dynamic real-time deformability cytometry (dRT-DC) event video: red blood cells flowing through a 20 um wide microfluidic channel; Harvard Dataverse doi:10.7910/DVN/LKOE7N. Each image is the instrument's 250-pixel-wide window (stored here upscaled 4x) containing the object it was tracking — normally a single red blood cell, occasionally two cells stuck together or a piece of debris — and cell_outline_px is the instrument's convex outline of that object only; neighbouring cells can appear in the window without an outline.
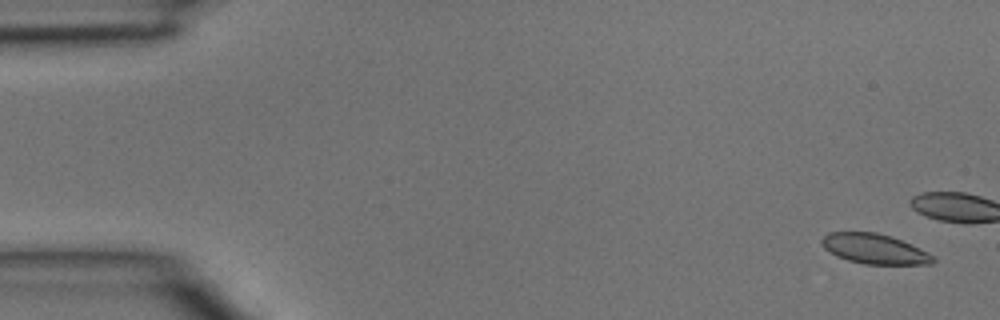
{"species": "common noctule bat (a hibernating species)", "species_latin": "Nyctalus noctula", "temperature_condition": "room temperature", "stored_images_in_passage": 5, "camera_frame_rate_fps": 3000, "um_per_image_px": 0.085, "animal": {"sex": "male", "body_mass_g": 15.6}, "frame": {"image": 1, "passage_image": 1, "time_ms": 0.0, "image_size_px": [1000, 320], "cell_outline_px": [[936, 260], [932, 264], [864, 264], [848, 260], [836, 256], [824, 248], [820, 244], [820, 240], [828, 232], [876, 232], [892, 236], [928, 252], [936, 256]], "centroid_in_image_um": [74.33, 21.15], "position_along_channel_um": 10.7, "area_um2": 19.59}}
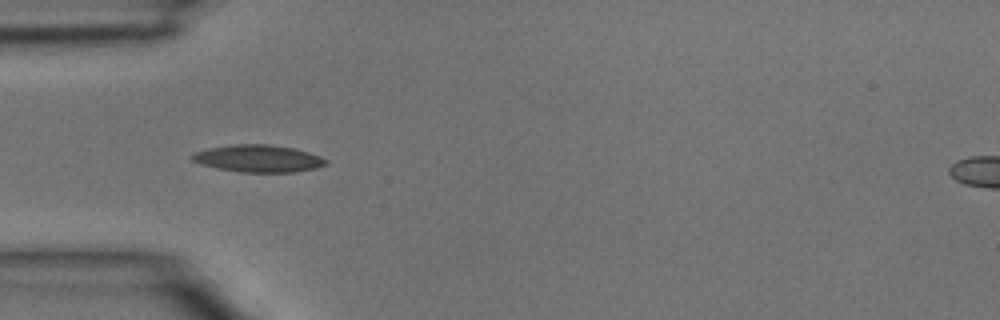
{"frame": {"image": 2, "passage_image": 5, "time_ms": 1.333, "image_size_px": [1000, 320], "cell_outline_px": [[328, 164], [316, 168], [296, 172], [240, 172], [216, 168], [200, 164], [192, 160], [188, 156], [196, 152], [208, 148], [232, 144], [268, 144], [292, 148], [308, 152], [320, 156], [328, 160]], "centroid_in_image_um": [21.94, 13.47], "position_along_channel_um": 63.1, "area_um2": 21.33}}